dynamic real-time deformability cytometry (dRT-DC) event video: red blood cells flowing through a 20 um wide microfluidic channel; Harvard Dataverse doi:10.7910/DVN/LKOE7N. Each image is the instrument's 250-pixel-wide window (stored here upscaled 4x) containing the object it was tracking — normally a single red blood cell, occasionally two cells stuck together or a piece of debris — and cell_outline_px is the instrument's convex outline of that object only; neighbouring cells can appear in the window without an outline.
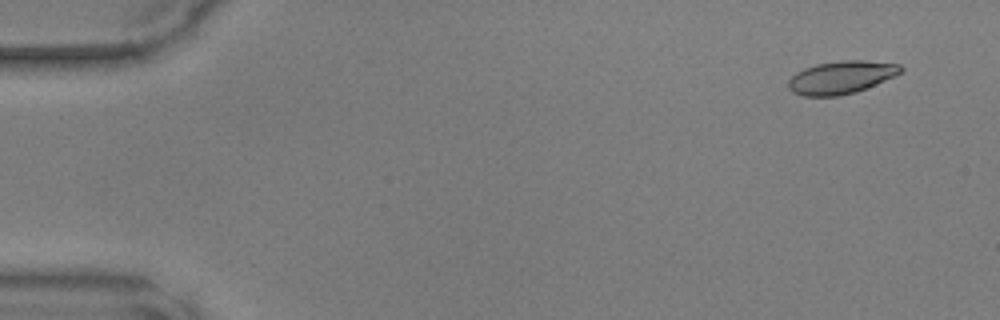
{"species": "common noctule bat (a hibernating species)", "species_latin": "Nyctalus noctula", "temperature_condition": "warm", "stored_images_in_passage": 22, "camera_frame_rate_fps": 3000, "um_per_image_px": 0.085, "animal": {"sex": "male", "body_mass_g": 17.9, "forearm_length_mm": 54.2}, "frame": {"image": 1, "passage_image": 1, "time_ms": 0.0, "image_size_px": [1000, 320], "cell_outline_px": [[904, 68], [896, 76], [856, 92], [840, 96], [804, 96], [792, 92], [788, 88], [788, 80], [796, 72], [804, 68], [816, 64], [844, 60], [864, 60], [900, 64]], "centroid_in_image_um": [71.5, 6.58], "position_along_channel_um": 13.5, "area_um2": 21.62}}
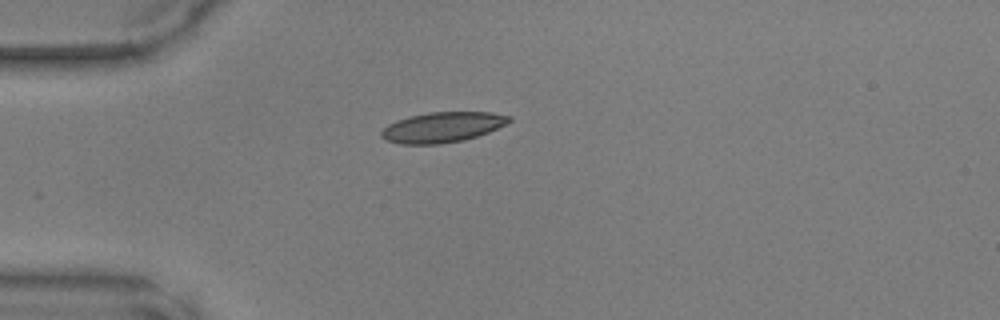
{"frame": {"image": 2, "passage_image": 11, "time_ms": 3.333, "image_size_px": [1000, 320], "cell_outline_px": [[512, 120], [508, 124], [488, 132], [464, 140], [440, 144], [400, 144], [388, 140], [380, 136], [380, 132], [388, 124], [396, 120], [428, 112], [492, 112], [512, 116]], "centroid_in_image_um": [37.64, 10.81], "position_along_channel_um": 47.4, "area_um2": 22.6}}